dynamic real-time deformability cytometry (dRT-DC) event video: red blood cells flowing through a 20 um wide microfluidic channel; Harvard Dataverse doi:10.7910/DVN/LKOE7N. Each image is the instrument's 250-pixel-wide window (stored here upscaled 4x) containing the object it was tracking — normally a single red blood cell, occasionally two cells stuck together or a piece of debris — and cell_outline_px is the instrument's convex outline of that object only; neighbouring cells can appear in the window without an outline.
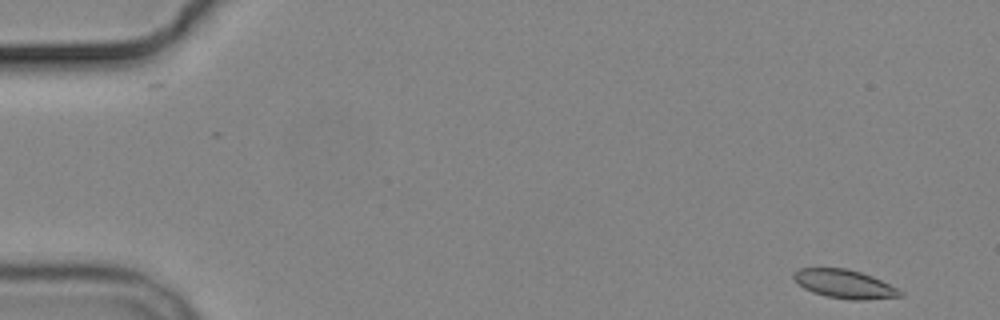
{"species": "common noctule bat (a hibernating species)", "species_latin": "Nyctalus noctula", "temperature_condition": "cold", "stored_images_in_passage": 5, "camera_frame_rate_fps": 3000, "um_per_image_px": 0.085, "animal": {"sex": "male", "body_mass_g": 19.2, "forearm_length_mm": 51.8}, "frame": {"image": 1, "passage_image": 1, "time_ms": 0.0, "image_size_px": [1000, 320], "cell_outline_px": [[904, 296], [864, 300], [848, 300], [828, 296], [812, 292], [804, 288], [792, 276], [792, 272], [800, 268], [848, 268], [872, 276], [904, 292]], "centroid_in_image_um": [71.79, 24.14], "position_along_channel_um": 13.2, "area_um2": 17.69}}
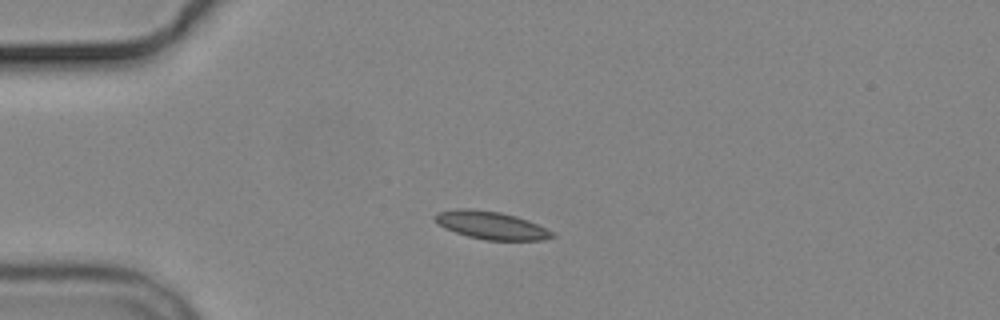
{"frame": {"image": 2, "passage_image": 4, "time_ms": 3.667, "image_size_px": [1000, 320], "cell_outline_px": [[556, 236], [544, 240], [488, 240], [468, 236], [444, 228], [432, 216], [436, 212], [460, 208], [468, 208], [500, 212], [516, 216], [528, 220], [548, 228]], "centroid_in_image_um": [41.77, 19.14], "position_along_channel_um": 43.2, "area_um2": 19.02}}